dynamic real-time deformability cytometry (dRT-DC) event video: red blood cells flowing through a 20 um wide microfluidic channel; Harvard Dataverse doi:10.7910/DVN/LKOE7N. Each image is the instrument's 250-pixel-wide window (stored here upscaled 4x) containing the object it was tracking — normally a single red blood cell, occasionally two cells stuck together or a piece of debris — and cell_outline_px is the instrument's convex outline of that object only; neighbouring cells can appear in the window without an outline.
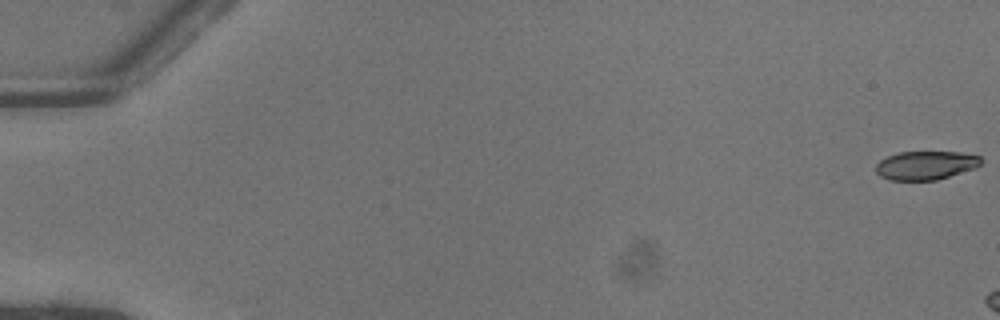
{"species": "common noctule bat (a hibernating species)", "species_latin": "Nyctalus noctula", "temperature_condition": "warm", "stored_images_in_passage": 7, "camera_frame_rate_fps": 3000, "um_per_image_px": 0.085, "animal": {"sex": "female"}, "frame": {"image": 1, "passage_image": 1, "time_ms": 0.0, "image_size_px": [1000, 320], "cell_outline_px": [[984, 160], [976, 168], [936, 180], [888, 180], [880, 176], [876, 172], [876, 164], [880, 160], [888, 156], [900, 152], [960, 152], [980, 156]], "centroid_in_image_um": [78.7, 14.05], "position_along_channel_um": 6.3, "area_um2": 17.63}}